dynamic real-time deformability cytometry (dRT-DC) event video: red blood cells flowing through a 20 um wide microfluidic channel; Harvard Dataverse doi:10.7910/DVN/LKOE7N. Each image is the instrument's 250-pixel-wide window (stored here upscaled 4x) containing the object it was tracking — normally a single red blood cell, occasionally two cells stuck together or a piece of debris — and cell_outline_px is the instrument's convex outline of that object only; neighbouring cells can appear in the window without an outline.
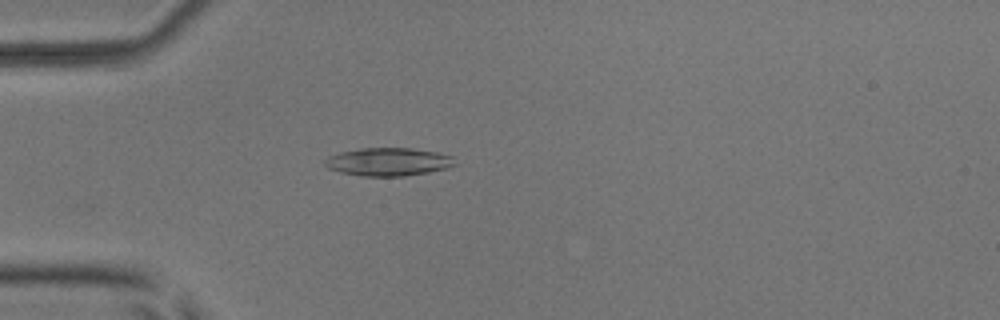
{"species": "common noctule bat (a hibernating species)", "species_latin": "Nyctalus noctula", "temperature_condition": "room temperature", "stored_images_in_passage": 43, "camera_frame_rate_fps": 3000, "um_per_image_px": 0.085, "animal": {"sex": "male", "body_mass_g": 17.9, "forearm_length_mm": 54.2}, "frame": {"image": 1, "passage_image": 6, "time_ms": 1.667, "image_size_px": [1000, 320], "cell_outline_px": [[456, 164], [448, 168], [428, 172], [404, 176], [360, 176], [340, 172], [328, 168], [324, 164], [324, 160], [328, 156], [340, 152], [360, 148], [412, 148], [436, 152], [452, 156]], "centroid_in_image_um": [32.98, 13.75], "position_along_channel_um": 52.0, "area_um2": 21.33}}
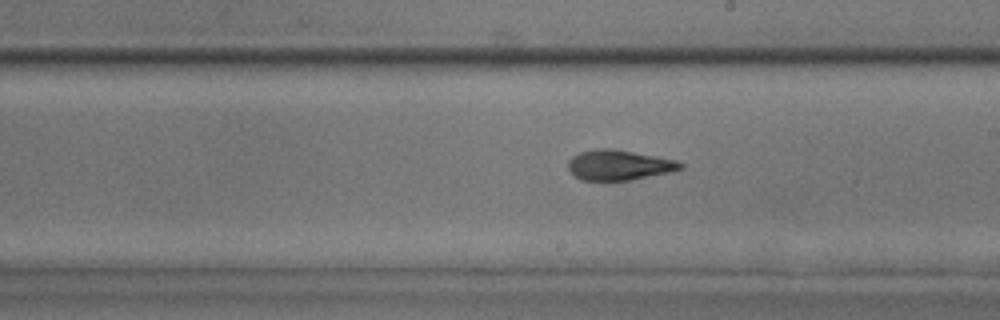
{"frame": {"image": 2, "passage_image": 21, "time_ms": 6.667, "image_size_px": [1000, 320], "cell_outline_px": [[684, 168], [676, 172], [632, 180], [580, 180], [568, 168], [568, 160], [572, 156], [580, 152], [596, 148], [612, 148], [656, 156], [676, 160], [684, 164]], "centroid_in_image_um": [52.67, 14.03], "position_along_channel_um": 236.3, "area_um2": 20.06}}
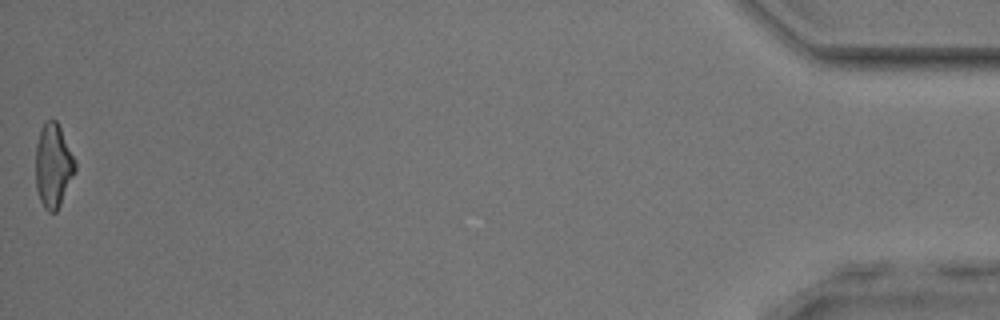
{"frame": {"image": 3, "passage_image": 43, "time_ms": 14.0, "image_size_px": [1000, 320], "cell_outline_px": [[76, 168], [60, 204], [56, 212], [48, 212], [44, 208], [40, 200], [36, 188], [36, 144], [40, 128], [48, 120], [56, 120], [76, 160]], "centroid_in_image_um": [4.51, 14.08], "position_along_channel_um": 430.7, "area_um2": 19.07}, "authors_computed_cell_mechanics": {"area_um2": 19.8254, "velocity_mm_per_s": 3.9512, "shape_relaxation_time_tau1_ms": null, "shape_relaxation_time_tau2_ms": 2.581, "deformation_change_tau1": null, "deformation_change_tau2": 0.1094}}